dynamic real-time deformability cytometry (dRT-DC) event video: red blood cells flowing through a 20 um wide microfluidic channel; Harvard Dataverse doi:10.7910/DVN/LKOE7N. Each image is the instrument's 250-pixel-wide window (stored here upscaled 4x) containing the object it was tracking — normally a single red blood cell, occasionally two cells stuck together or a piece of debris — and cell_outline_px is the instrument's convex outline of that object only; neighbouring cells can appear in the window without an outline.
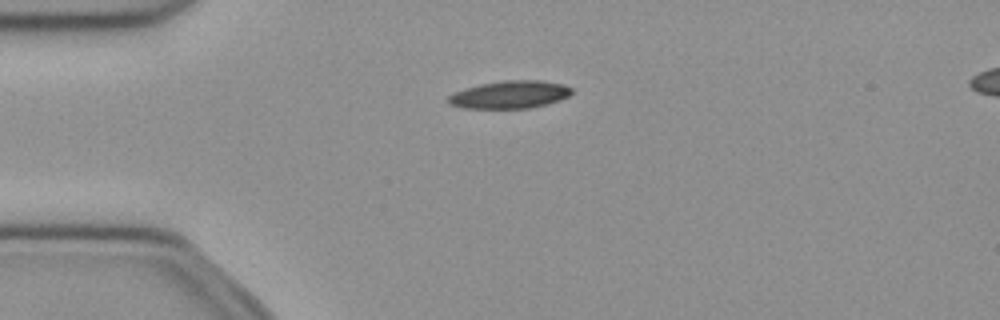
{"species": "common noctule bat (a hibernating species)", "species_latin": "Nyctalus noctula", "temperature_condition": "cold", "stored_images_in_passage": 36, "camera_frame_rate_fps": 3000, "um_per_image_px": 0.085, "animal": {"sex": "female", "body_mass_g": 21.9}, "frame": {"image": 1, "passage_image": 1, "time_ms": 0.0, "image_size_px": [1000, 320], "cell_outline_px": [[572, 92], [568, 96], [560, 100], [548, 104], [528, 108], [460, 108], [448, 104], [448, 96], [456, 92], [480, 84], [504, 80], [540, 80], [564, 84], [572, 88]], "centroid_in_image_um": [43.36, 8.04], "position_along_channel_um": 41.6, "area_um2": 19.88}}
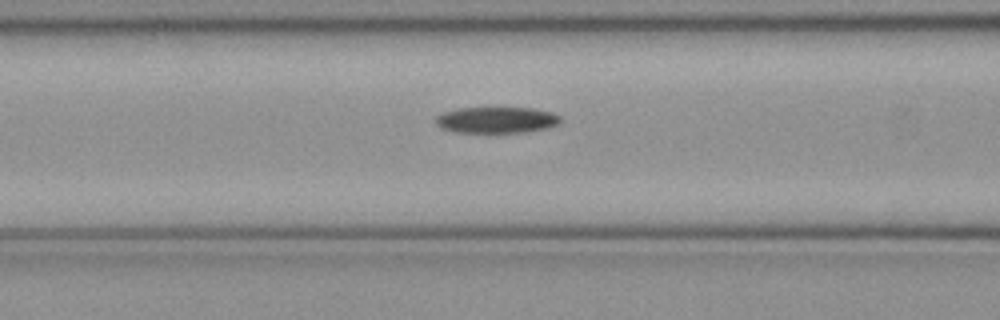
{"frame": {"image": 2, "passage_image": 9, "time_ms": 2.667, "image_size_px": [1000, 320], "cell_outline_px": [[560, 124], [548, 128], [524, 132], [452, 132], [440, 128], [436, 124], [436, 116], [444, 112], [460, 108], [532, 108], [552, 112], [560, 116]], "centroid_in_image_um": [42.21, 10.2], "position_along_channel_um": 124.4, "area_um2": 19.07}}
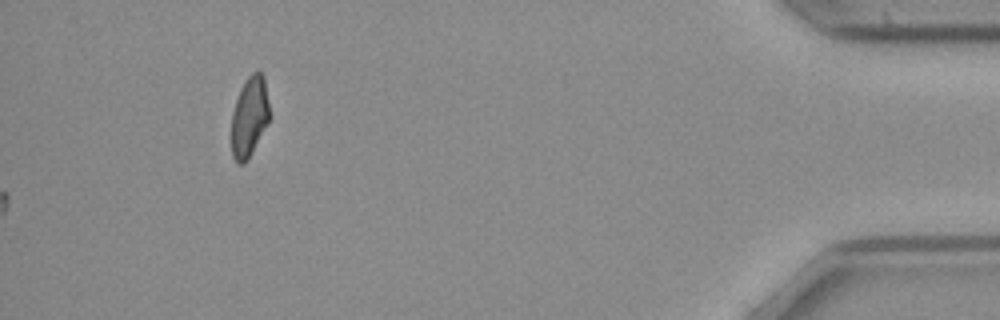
{"frame": {"image": 3, "passage_image": 36, "time_ms": 11.667, "image_size_px": [1000, 320], "cell_outline_px": [[268, 120], [248, 160], [244, 164], [236, 164], [232, 156], [232, 112], [240, 88], [244, 80], [252, 72], [260, 72], [264, 76], [268, 104]], "centroid_in_image_um": [21.17, 9.93], "position_along_channel_um": 414.0, "area_um2": 17.51}}